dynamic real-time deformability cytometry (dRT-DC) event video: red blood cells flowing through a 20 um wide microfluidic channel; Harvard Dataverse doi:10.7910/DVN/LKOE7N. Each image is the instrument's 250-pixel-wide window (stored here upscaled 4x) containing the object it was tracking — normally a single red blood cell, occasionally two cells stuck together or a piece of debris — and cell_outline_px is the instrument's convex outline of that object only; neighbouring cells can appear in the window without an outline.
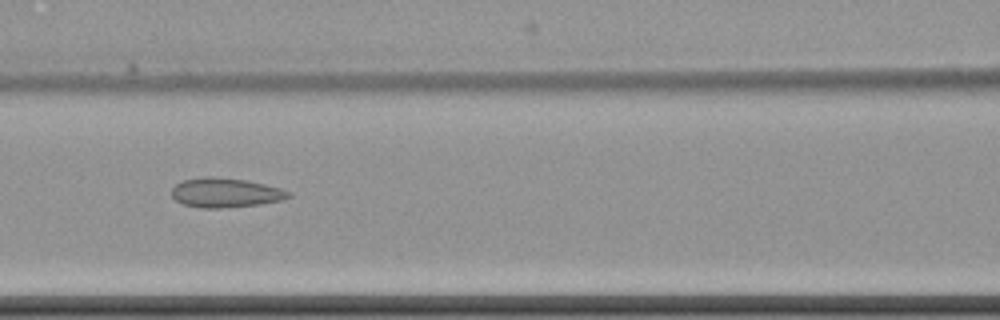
{"species": "common noctule bat (a hibernating species)", "species_latin": "Nyctalus noctula", "temperature_condition": "cold", "stored_images_in_passage": 9, "camera_frame_rate_fps": 3000, "um_per_image_px": 0.085, "animal": {"sex": "female", "body_mass_g": 22.7, "forearm_length_mm": 54.2}, "frame": {"image": 1, "passage_image": 6, "time_ms": 6.0, "image_size_px": [1000, 320], "cell_outline_px": [[292, 196], [284, 200], [260, 204], [220, 208], [200, 208], [184, 204], [176, 200], [172, 196], [172, 188], [176, 184], [184, 180], [204, 176], [216, 176], [244, 180], [264, 184], [280, 188], [292, 192]], "centroid_in_image_um": [19.19, 16.38], "position_along_channel_um": 147.4, "area_um2": 20.11}}
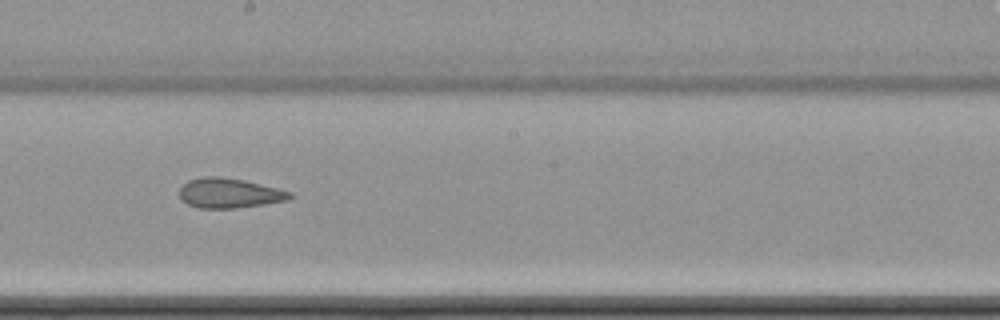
{"frame": {"image": 2, "passage_image": 8, "time_ms": 8.333, "image_size_px": [1000, 320], "cell_outline_px": [[296, 196], [288, 200], [232, 208], [200, 208], [188, 204], [180, 200], [180, 188], [188, 180], [204, 176], [220, 176], [244, 180], [292, 192]], "centroid_in_image_um": [19.48, 16.4], "position_along_channel_um": 228.7, "area_um2": 19.07}}
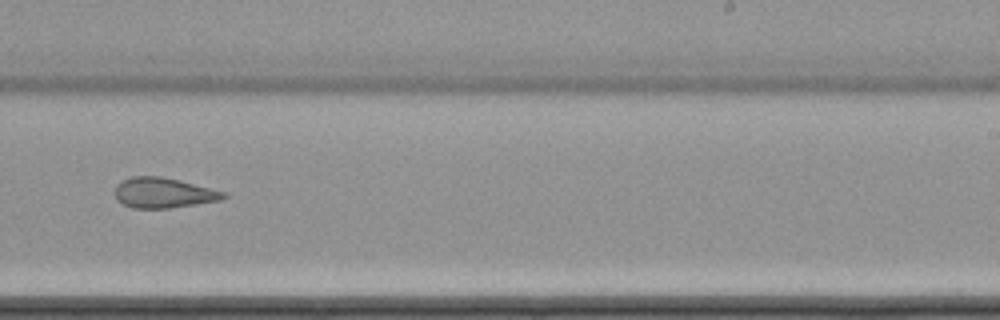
{"frame": {"image": 3, "passage_image": 9, "time_ms": 9.667, "image_size_px": [1000, 320], "cell_outline_px": [[228, 196], [220, 200], [168, 208], [132, 208], [116, 200], [116, 184], [120, 180], [132, 176], [160, 176], [180, 180], [228, 192]], "centroid_in_image_um": [13.9, 16.38], "position_along_channel_um": 275.1, "area_um2": 19.25}}